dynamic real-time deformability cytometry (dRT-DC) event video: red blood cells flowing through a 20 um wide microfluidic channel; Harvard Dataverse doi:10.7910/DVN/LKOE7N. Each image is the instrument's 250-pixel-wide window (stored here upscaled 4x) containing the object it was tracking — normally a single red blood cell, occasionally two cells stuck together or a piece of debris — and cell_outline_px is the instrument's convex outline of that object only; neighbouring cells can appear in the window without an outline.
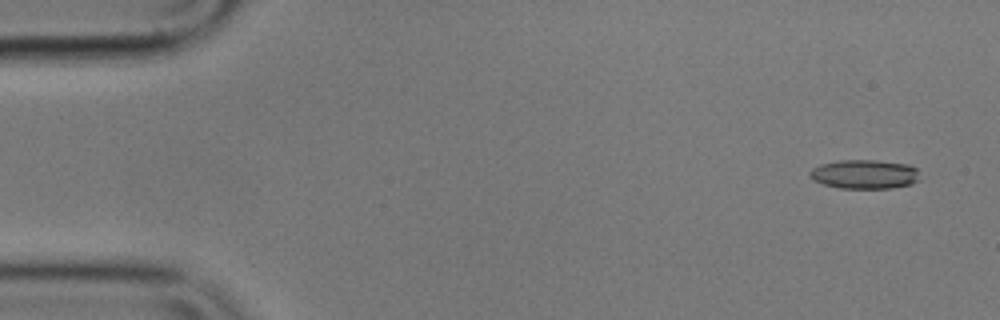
{"species": "common noctule bat (a hibernating species)", "species_latin": "Nyctalus noctula", "temperature_condition": "cold", "stored_images_in_passage": 13, "camera_frame_rate_fps": 3000, "um_per_image_px": 0.085, "animal": {"sex": "male", "body_mass_g": 17.9}, "frame": {"image": 1, "passage_image": 3, "time_ms": 0.667, "image_size_px": [1000, 320], "cell_outline_px": [[920, 180], [912, 184], [892, 188], [840, 188], [824, 184], [812, 180], [808, 176], [808, 172], [812, 168], [820, 164], [840, 160], [876, 160], [908, 164], [916, 168]], "centroid_in_image_um": [73.47, 14.81], "position_along_channel_um": 11.5, "area_um2": 18.84}}